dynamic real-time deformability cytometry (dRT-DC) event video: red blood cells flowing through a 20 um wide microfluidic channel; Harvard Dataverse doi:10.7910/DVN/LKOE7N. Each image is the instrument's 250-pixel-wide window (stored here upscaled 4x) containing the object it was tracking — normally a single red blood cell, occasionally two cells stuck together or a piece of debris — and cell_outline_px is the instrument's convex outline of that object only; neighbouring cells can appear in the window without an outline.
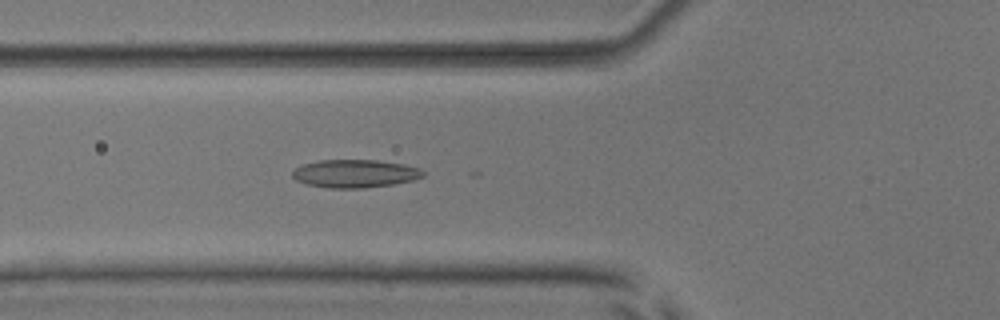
{"species": "common noctule bat (a hibernating species)", "species_latin": "Nyctalus noctula", "temperature_condition": "room temperature", "stored_images_in_passage": 41, "camera_frame_rate_fps": 3000, "um_per_image_px": 0.085, "animal": {"sex": "male", "body_mass_g": 17.9, "forearm_length_mm": 54.2}, "frame": {"image": 1, "passage_image": 6, "time_ms": 1.667, "image_size_px": [1000, 320], "cell_outline_px": [[424, 176], [412, 180], [392, 184], [364, 188], [328, 188], [308, 184], [296, 180], [292, 176], [292, 172], [296, 168], [304, 164], [320, 160], [376, 160], [404, 164], [420, 168], [424, 172]], "centroid_in_image_um": [30.18, 14.75], "position_along_channel_um": 95.6, "area_um2": 21.21}}
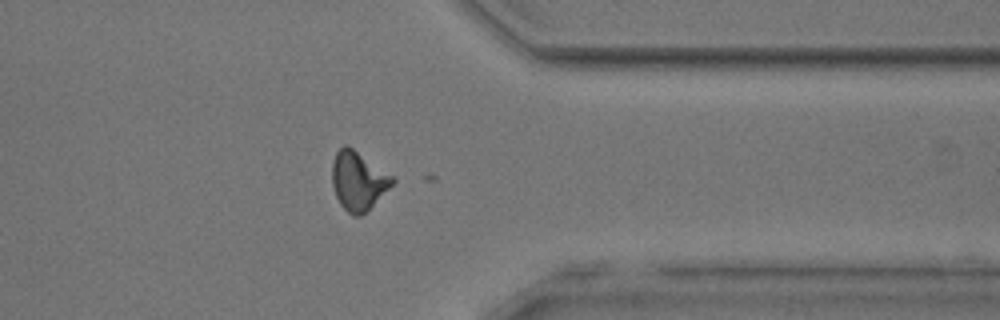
{"frame": {"image": 2, "passage_image": 29, "time_ms": 9.333, "image_size_px": [1000, 320], "cell_outline_px": [[396, 180], [360, 216], [352, 216], [340, 204], [336, 196], [332, 184], [332, 160], [336, 152], [344, 144], [348, 144], [392, 176]], "centroid_in_image_um": [30.4, 15.33], "position_along_channel_um": 381.0, "area_um2": 20.23}}
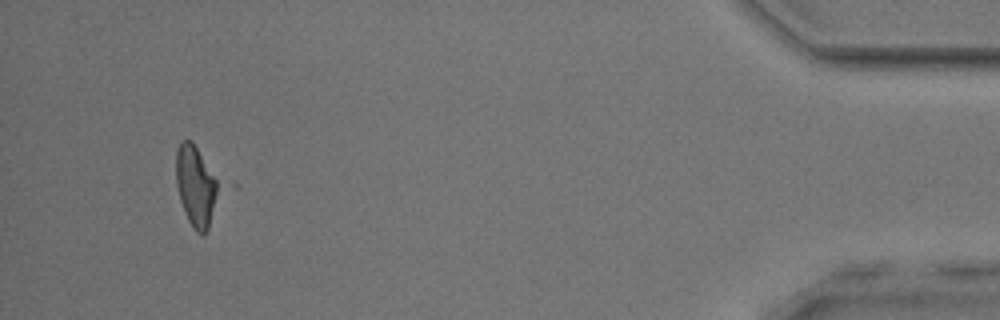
{"frame": {"image": 3, "passage_image": 37, "time_ms": 12.0, "image_size_px": [1000, 320], "cell_outline_px": [[240, 188], [204, 236], [200, 236], [192, 228], [188, 220], [180, 200], [176, 184], [176, 148], [180, 140], [192, 140]], "centroid_in_image_um": [17.13, 15.86], "position_along_channel_um": 418.1, "area_um2": 26.36}}